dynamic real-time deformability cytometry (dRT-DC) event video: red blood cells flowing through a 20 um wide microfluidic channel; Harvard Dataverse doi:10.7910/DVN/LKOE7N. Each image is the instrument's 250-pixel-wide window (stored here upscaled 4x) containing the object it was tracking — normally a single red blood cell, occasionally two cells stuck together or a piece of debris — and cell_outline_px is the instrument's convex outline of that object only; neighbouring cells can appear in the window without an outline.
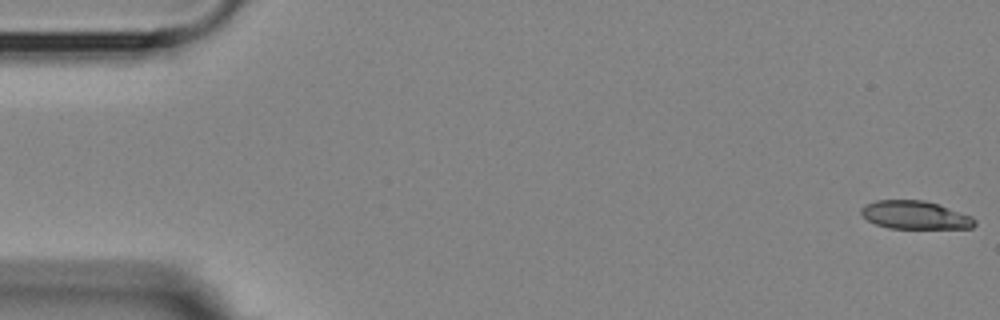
{"species": "Egyptian fruit bat (a non-hibernating species)", "species_latin": "Rousettus aegyptiacus", "temperature_condition": "room temperature", "stored_images_in_passage": 8, "camera_frame_rate_fps": 3000, "um_per_image_px": 0.085, "animal": {"sex": "female"}, "frame": {"image": 1, "passage_image": 1, "time_ms": 0.0, "image_size_px": [1000, 320], "cell_outline_px": [[976, 224], [972, 228], [888, 228], [876, 224], [868, 220], [860, 212], [860, 208], [864, 204], [876, 200], [924, 200], [972, 216], [976, 220]], "centroid_in_image_um": [77.76, 18.28], "position_along_channel_um": 7.2, "area_um2": 18.55}}
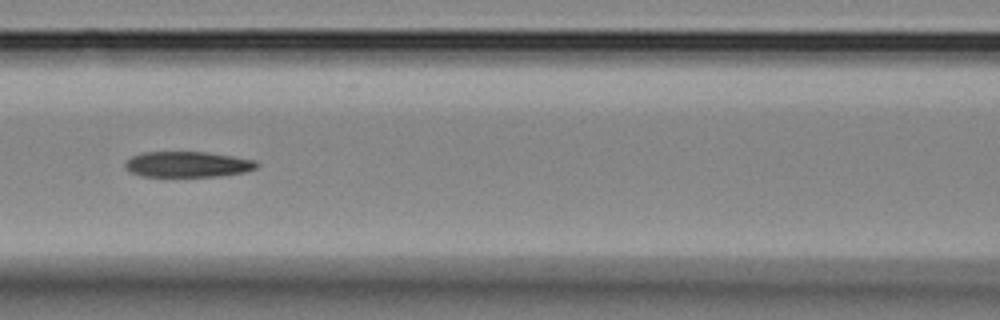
{"frame": {"image": 2, "passage_image": 7, "time_ms": 7.667, "image_size_px": [1000, 320], "cell_outline_px": [[260, 164], [256, 168], [244, 172], [220, 176], [140, 176], [124, 168], [124, 164], [132, 156], [144, 152], [208, 152], [256, 160]], "centroid_in_image_um": [15.97, 13.96], "position_along_channel_um": 150.6, "area_um2": 19.65}}
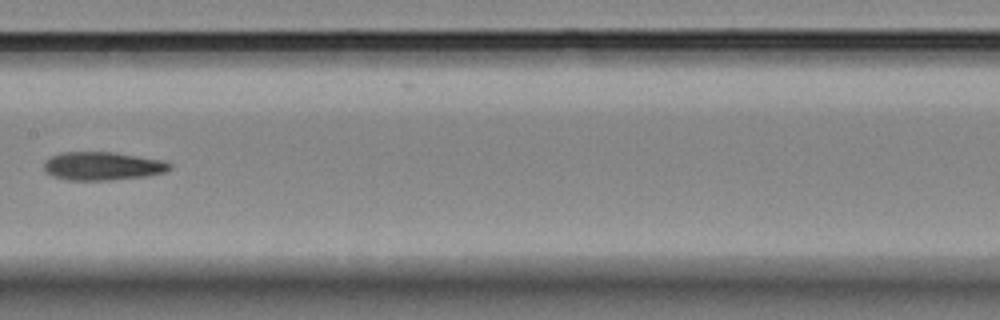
{"frame": {"image": 3, "passage_image": 8, "time_ms": 9.0, "image_size_px": [1000, 320], "cell_outline_px": [[172, 168], [164, 172], [144, 176], [112, 180], [68, 180], [52, 176], [44, 168], [44, 160], [60, 152], [112, 152], [164, 160], [172, 164]], "centroid_in_image_um": [8.72, 14.11], "position_along_channel_um": 198.7, "area_um2": 20.75}}